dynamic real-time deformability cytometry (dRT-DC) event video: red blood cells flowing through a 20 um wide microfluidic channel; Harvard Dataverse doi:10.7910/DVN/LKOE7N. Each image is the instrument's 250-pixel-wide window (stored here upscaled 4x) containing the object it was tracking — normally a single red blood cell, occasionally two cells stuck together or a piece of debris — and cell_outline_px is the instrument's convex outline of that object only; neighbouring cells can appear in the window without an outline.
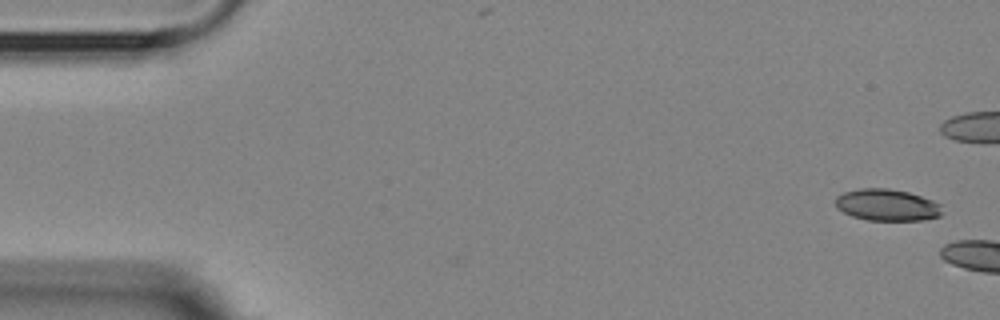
{"species": "Egyptian fruit bat (a non-hibernating species)", "species_latin": "Rousettus aegyptiacus", "temperature_condition": "room temperature", "stored_images_in_passage": 5, "camera_frame_rate_fps": 3000, "um_per_image_px": 0.085, "animal": {"sex": "female"}, "frame": {"image": 1, "passage_image": 1, "time_ms": 0.0, "image_size_px": [1000, 320], "cell_outline_px": [[944, 212], [940, 216], [924, 220], [868, 220], [852, 216], [836, 208], [836, 196], [844, 192], [860, 188], [888, 188], [908, 192], [932, 200], [940, 204]], "centroid_in_image_um": [75.41, 17.42], "position_along_channel_um": 9.6, "area_um2": 19.77}}